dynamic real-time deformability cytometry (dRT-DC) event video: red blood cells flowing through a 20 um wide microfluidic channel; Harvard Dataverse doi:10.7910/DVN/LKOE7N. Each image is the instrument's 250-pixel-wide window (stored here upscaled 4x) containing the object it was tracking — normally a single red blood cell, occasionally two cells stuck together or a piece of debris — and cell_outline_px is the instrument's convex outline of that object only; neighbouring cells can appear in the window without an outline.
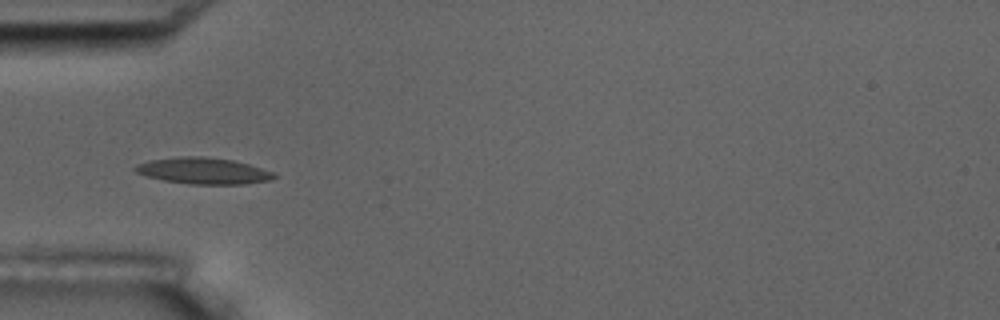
{"species": "common noctule bat (a hibernating species)", "species_latin": "Nyctalus noctula", "temperature_condition": "room temperature", "stored_images_in_passage": 16, "camera_frame_rate_fps": 3000, "um_per_image_px": 0.085, "animal": {"sex": "male", "body_mass_g": 17.5, "forearm_length_mm": 52.3}, "frame": {"image": 1, "passage_image": 5, "time_ms": 4.667, "image_size_px": [1000, 320], "cell_outline_px": [[276, 176], [272, 180], [244, 184], [188, 184], [164, 180], [148, 176], [136, 172], [132, 168], [136, 164], [148, 160], [180, 156], [204, 156], [232, 160], [248, 164], [272, 172]], "centroid_in_image_um": [17.25, 14.51], "position_along_channel_um": 67.8, "area_um2": 21.27}, "authors_computed_cell_mechanics": {"area_um2": 19.0162, "velocity_mm_per_s": 3.6438, "shape_relaxation_time_tau1_ms": 3.2509, "shape_relaxation_time_tau2_ms": 7.1476, "deformation_change_tau1": 0.1071, "deformation_change_tau2": 0.1396}}